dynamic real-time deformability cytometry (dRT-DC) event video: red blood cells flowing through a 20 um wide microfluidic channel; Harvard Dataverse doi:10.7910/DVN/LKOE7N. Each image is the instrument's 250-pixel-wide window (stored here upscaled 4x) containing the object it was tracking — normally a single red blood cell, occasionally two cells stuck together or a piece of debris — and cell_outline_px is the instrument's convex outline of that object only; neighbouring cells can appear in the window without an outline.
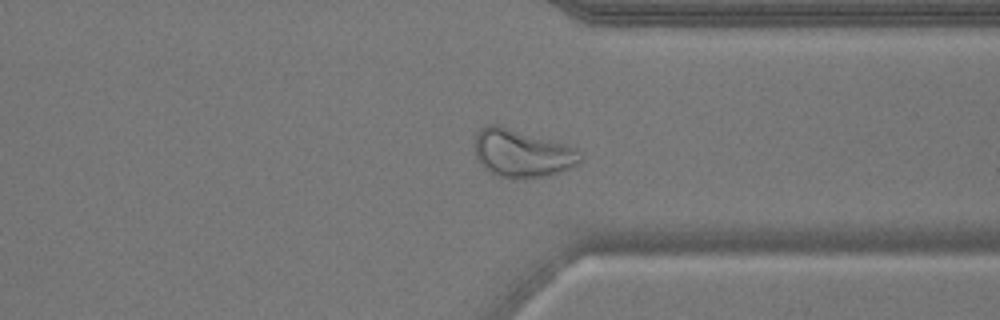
{"species": "common noctule bat (a hibernating species)", "species_latin": "Nyctalus noctula", "temperature_condition": "warm", "stored_images_in_passage": 52, "camera_frame_rate_fps": 3000, "um_per_image_px": 0.085, "animal": {"sex": "male", "body_mass_g": 17.9}, "frame": {"image": 1, "passage_image": 40, "time_ms": 13.0, "image_size_px": [1000, 320], "cell_outline_px": [[584, 156], [572, 168], [548, 176], [512, 180], [500, 176], [484, 168], [476, 156], [476, 136], [480, 128], [488, 124], [496, 124], [552, 140], [576, 148]], "centroid_in_image_um": [44.4, 13.05], "position_along_channel_um": 367.0, "area_um2": 29.42}}
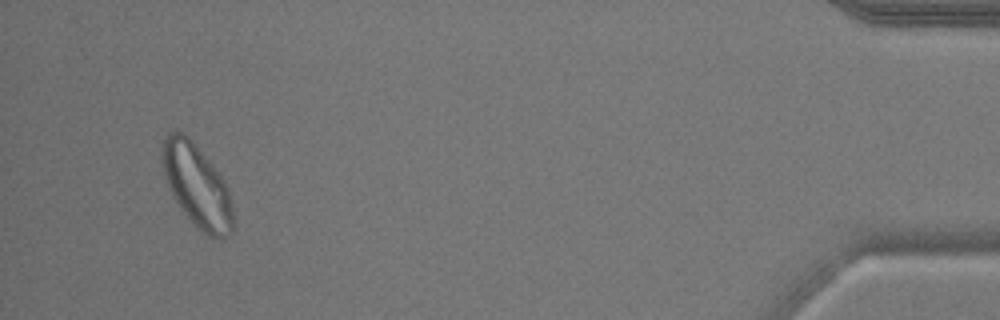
{"frame": {"image": 2, "passage_image": 50, "time_ms": 16.333, "image_size_px": [1000, 320], "cell_outline_px": [[232, 232], [228, 236], [220, 240], [216, 240], [208, 236], [184, 212], [176, 200], [168, 184], [164, 172], [160, 156], [160, 148], [168, 132], [176, 128], [188, 136], [192, 140], [224, 180], [228, 188], [232, 208]], "centroid_in_image_um": [16.72, 15.75], "position_along_channel_um": 418.5, "area_um2": 33.87}}